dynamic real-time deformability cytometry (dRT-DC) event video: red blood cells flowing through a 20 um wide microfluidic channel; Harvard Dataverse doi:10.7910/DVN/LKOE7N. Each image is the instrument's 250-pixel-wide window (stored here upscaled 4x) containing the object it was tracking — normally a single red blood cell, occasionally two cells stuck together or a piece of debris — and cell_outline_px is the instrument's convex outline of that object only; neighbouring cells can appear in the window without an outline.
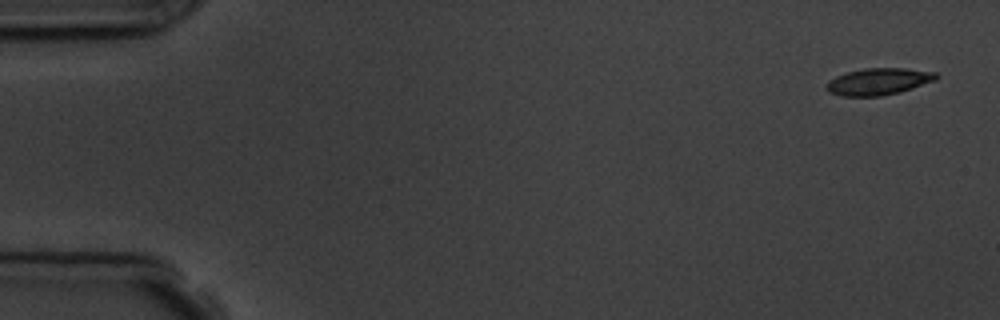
{"species": "common noctule bat (a hibernating species)", "species_latin": "Nyctalus noctula", "temperature_condition": "room temperature", "stored_images_in_passage": 16, "camera_frame_rate_fps": 3000, "um_per_image_px": 0.085, "animal": {"sex": "male", "body_mass_g": 19.5, "forearm_length_mm": 54.6}, "frame": {"image": 1, "passage_image": 1, "time_ms": 0.0, "image_size_px": [1000, 320], "cell_outline_px": [[940, 76], [936, 80], [900, 92], [880, 96], [844, 96], [828, 92], [828, 80], [836, 76], [848, 72], [864, 68], [904, 68], [936, 72]], "centroid_in_image_um": [74.71, 6.92], "position_along_channel_um": 10.3, "area_um2": 17.05}}
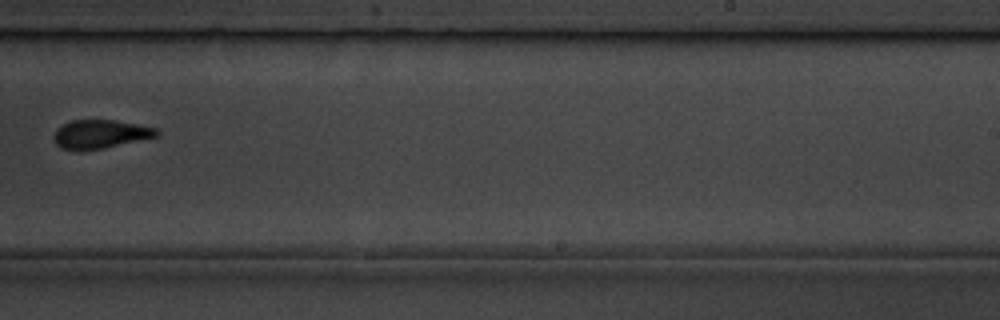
{"frame": {"image": 2, "passage_image": 10, "time_ms": 11.0, "image_size_px": [1000, 320], "cell_outline_px": [[160, 136], [104, 148], [84, 152], [76, 152], [60, 148], [56, 144], [52, 136], [56, 128], [72, 120], [116, 120], [156, 128], [160, 132]], "centroid_in_image_um": [8.49, 11.43], "position_along_channel_um": 280.5, "area_um2": 17.63}, "authors_computed_cell_mechanics": {"area_um2": 17.6868, "velocity_mm_per_s": 3.6855, "shape_relaxation_time_tau1_ms": 2.125, "shape_relaxation_time_tau2_ms": 1.1249, "deformation_change_tau1": 0.1177, "deformation_change_tau2": 0.0578}}